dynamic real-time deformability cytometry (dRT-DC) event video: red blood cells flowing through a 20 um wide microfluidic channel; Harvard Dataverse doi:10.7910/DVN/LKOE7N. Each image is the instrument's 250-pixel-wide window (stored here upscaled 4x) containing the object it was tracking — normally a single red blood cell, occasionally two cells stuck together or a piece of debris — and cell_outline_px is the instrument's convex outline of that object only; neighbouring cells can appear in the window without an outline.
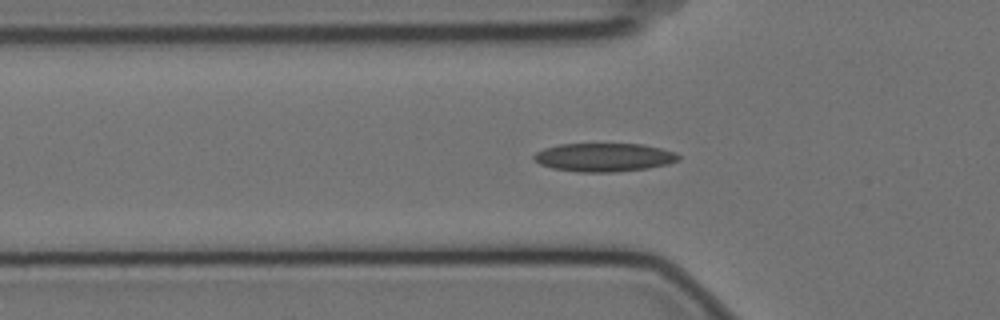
{"species": "Egyptian fruit bat (a non-hibernating species)", "species_latin": "Rousettus aegyptiacus", "temperature_condition": "cold", "stored_images_in_passage": 57, "camera_frame_rate_fps": 3000, "um_per_image_px": 0.085, "animal": {"sex": "female"}, "frame": {"image": 1, "passage_image": 17, "time_ms": 5.333, "image_size_px": [1000, 320], "cell_outline_px": [[680, 160], [668, 164], [648, 168], [616, 172], [576, 172], [552, 168], [540, 164], [532, 160], [532, 156], [536, 152], [544, 148], [560, 144], [644, 144], [676, 152], [680, 156]], "centroid_in_image_um": [51.33, 13.37], "position_along_channel_um": 74.5, "area_um2": 24.22}}
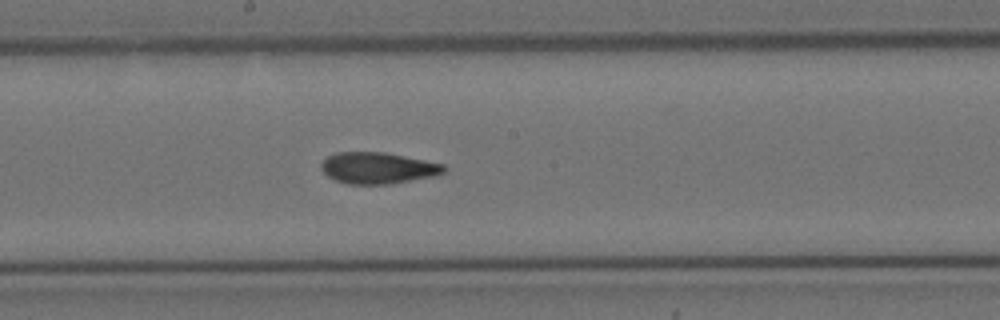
{"frame": {"image": 2, "passage_image": 29, "time_ms": 9.333, "image_size_px": [1000, 320], "cell_outline_px": [[448, 168], [444, 172], [436, 176], [388, 184], [348, 184], [336, 180], [328, 176], [320, 168], [320, 164], [328, 156], [336, 152], [384, 152], [444, 164]], "centroid_in_image_um": [32.13, 14.28], "position_along_channel_um": 216.1, "area_um2": 22.43}}
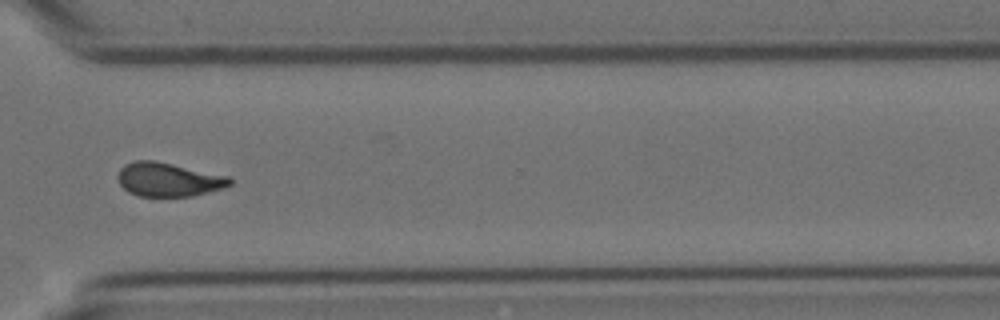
{"frame": {"image": 3, "passage_image": 41, "time_ms": 13.333, "image_size_px": [1000, 320], "cell_outline_px": [[232, 184], [224, 188], [192, 196], [136, 196], [128, 192], [120, 184], [116, 176], [120, 168], [124, 164], [136, 160], [156, 160], [228, 176], [232, 180]], "centroid_in_image_um": [14.29, 15.25], "position_along_channel_um": 356.3, "area_um2": 22.25}, "authors_computed_cell_mechanics": {"area_um2": 22.4264, "velocity_mm_per_s": 3.5188, "shape_relaxation_time_tau1_ms": null, "shape_relaxation_time_tau2_ms": 3.2638, "deformation_change_tau1": null, "deformation_change_tau2": 0.0888}}